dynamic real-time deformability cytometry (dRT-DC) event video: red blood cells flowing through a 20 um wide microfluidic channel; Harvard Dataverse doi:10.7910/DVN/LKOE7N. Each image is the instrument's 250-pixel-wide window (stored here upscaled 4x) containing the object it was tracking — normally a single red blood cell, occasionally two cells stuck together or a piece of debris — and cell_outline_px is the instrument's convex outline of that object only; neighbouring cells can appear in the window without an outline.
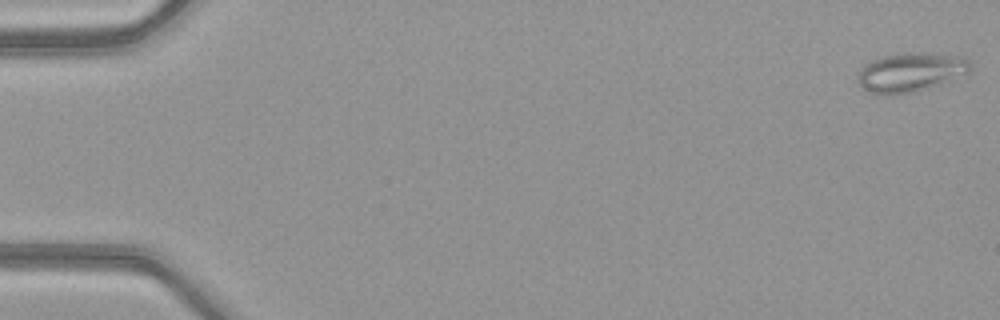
{"species": "common noctule bat (a hibernating species)", "species_latin": "Nyctalus noctula", "temperature_condition": "warm", "stored_images_in_passage": 51, "camera_frame_rate_fps": 3000, "um_per_image_px": 0.085, "animal": {"sex": "female", "body_mass_g": 21.9}, "frame": {"image": 1, "passage_image": 1, "time_ms": 0.0, "image_size_px": [1000, 320], "cell_outline_px": [[972, 68], [968, 72], [940, 84], [928, 88], [912, 92], [872, 92], [864, 88], [860, 84], [860, 68], [864, 64], [872, 60], [884, 56], [908, 52], [924, 52], [964, 56], [968, 60]], "centroid_in_image_um": [77.47, 6.08], "position_along_channel_um": 7.5, "area_um2": 24.91}}
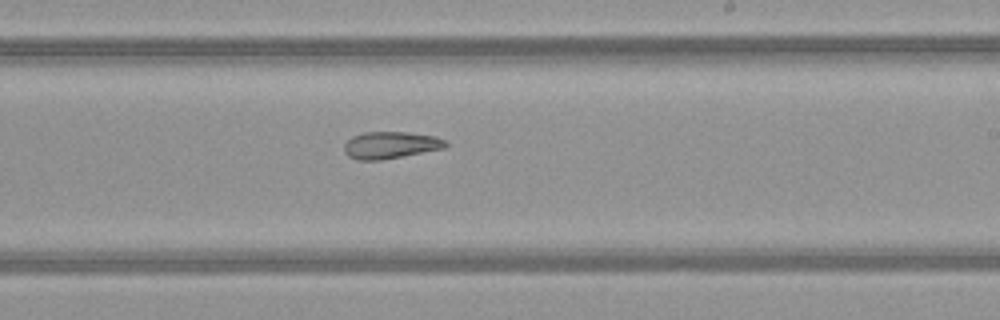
{"frame": {"image": 2, "passage_image": 31, "time_ms": 10.0, "image_size_px": [1000, 320], "cell_outline_px": [[448, 144], [444, 148], [380, 160], [360, 160], [348, 156], [344, 152], [344, 144], [352, 136], [364, 132], [408, 132], [436, 136], [448, 140]], "centroid_in_image_um": [33.21, 12.32], "position_along_channel_um": 255.8, "area_um2": 15.95}}
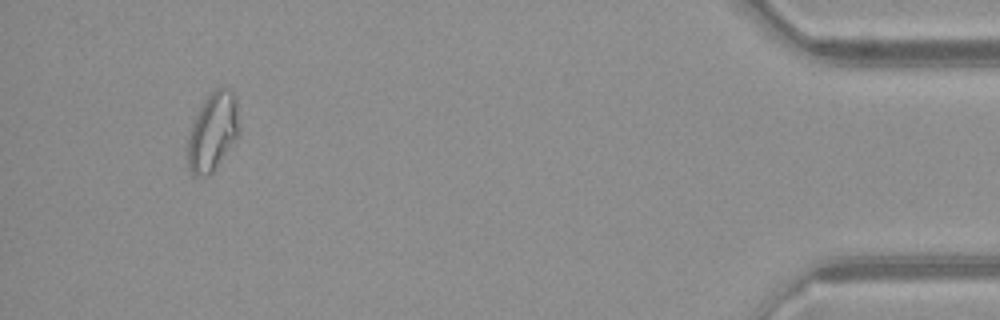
{"frame": {"image": 3, "passage_image": 48, "time_ms": 15.667, "image_size_px": [1000, 320], "cell_outline_px": [[236, 136], [216, 168], [208, 176], [196, 176], [192, 172], [188, 164], [188, 136], [192, 124], [204, 100], [216, 88], [224, 84], [232, 92], [236, 100]], "centroid_in_image_um": [18.04, 11.19], "position_along_channel_um": 417.2, "area_um2": 22.6}, "authors_computed_cell_mechanics": {"area_um2": 20.9814, "velocity_mm_per_s": 4.0949, "shape_relaxation_time_tau1_ms": null, "shape_relaxation_time_tau2_ms": 4.7528, "deformation_change_tau1": null, "deformation_change_tau2": 0.1223}}